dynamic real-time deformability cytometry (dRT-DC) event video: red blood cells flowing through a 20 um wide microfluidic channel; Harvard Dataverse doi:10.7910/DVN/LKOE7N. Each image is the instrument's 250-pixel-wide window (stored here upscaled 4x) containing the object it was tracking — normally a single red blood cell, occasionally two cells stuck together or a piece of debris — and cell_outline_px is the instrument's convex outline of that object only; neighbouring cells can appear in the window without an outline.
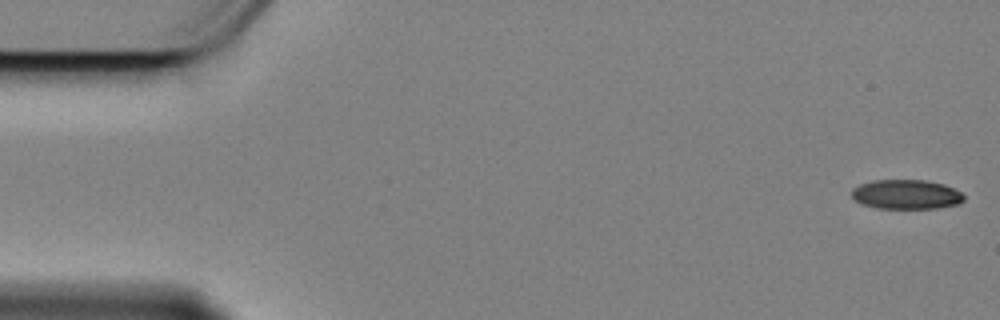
{"species": "Egyptian fruit bat (a non-hibernating species)", "species_latin": "Rousettus aegyptiacus", "temperature_condition": "cold", "stored_images_in_passage": 56, "camera_frame_rate_fps": 3000, "um_per_image_px": 0.085, "animal": {"sex": "female"}, "frame": {"image": 1, "passage_image": 1, "time_ms": 0.0, "image_size_px": [1000, 320], "cell_outline_px": [[964, 200], [960, 204], [940, 208], [876, 208], [864, 204], [856, 200], [852, 196], [852, 188], [860, 184], [872, 180], [924, 180], [944, 184], [960, 192], [964, 196]], "centroid_in_image_um": [77.05, 16.52], "position_along_channel_um": 8.0, "area_um2": 19.25}}
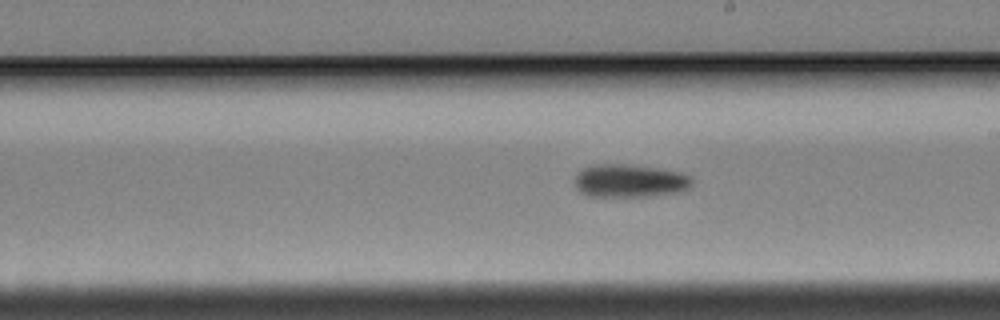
{"frame": {"image": 2, "passage_image": 32, "time_ms": 10.333, "image_size_px": [1000, 320], "cell_outline_px": [[692, 184], [688, 188], [680, 192], [644, 196], [588, 196], [580, 192], [576, 188], [576, 176], [584, 168], [592, 164], [628, 164], [660, 168], [684, 172], [692, 180]], "centroid_in_image_um": [53.55, 15.36], "position_along_channel_um": 235.5, "area_um2": 22.6}}
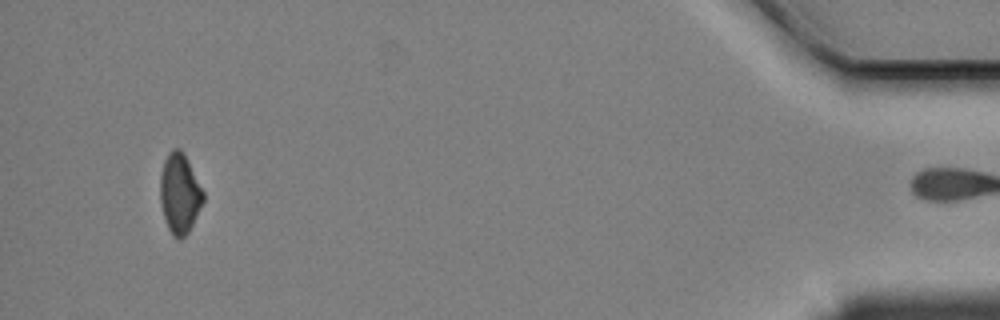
{"frame": {"image": 3, "passage_image": 55, "time_ms": 18.0, "image_size_px": [1000, 320], "cell_outline_px": [[204, 200], [188, 232], [184, 236], [176, 240], [172, 236], [168, 228], [160, 204], [160, 176], [164, 160], [168, 152], [172, 148], [180, 148], [204, 192]], "centroid_in_image_um": [15.25, 16.46], "position_along_channel_um": 420.0, "area_um2": 19.83}, "authors_computed_cell_mechanics": {"area_um2": 21.5016, "velocity_mm_per_s": 3.4087, "shape_relaxation_time_tau1_ms": 9.0353, "shape_relaxation_time_tau2_ms": null, "deformation_change_tau1": 0.1469, "deformation_change_tau2": null}}